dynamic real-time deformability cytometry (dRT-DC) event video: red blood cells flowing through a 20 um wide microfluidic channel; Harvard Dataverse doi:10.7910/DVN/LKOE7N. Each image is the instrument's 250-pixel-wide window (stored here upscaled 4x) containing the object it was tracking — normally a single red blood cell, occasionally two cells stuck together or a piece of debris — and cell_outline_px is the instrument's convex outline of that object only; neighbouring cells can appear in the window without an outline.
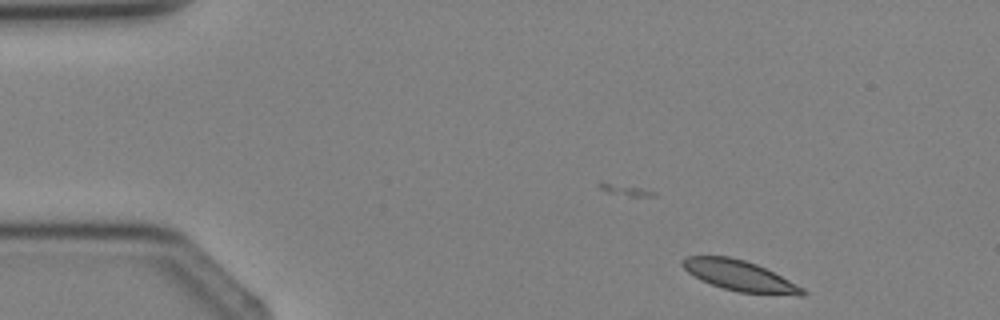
{"species": "Egyptian fruit bat (a non-hibernating species)", "species_latin": "Rousettus aegyptiacus", "temperature_condition": "cold", "stored_images_in_passage": 4, "camera_frame_rate_fps": 3000, "um_per_image_px": 0.085, "animal": {"sex": "female"}, "frame": {"image": 1, "passage_image": 2, "time_ms": 1.0, "image_size_px": [1000, 320], "cell_outline_px": [[808, 292], [804, 296], [800, 296], [740, 292], [724, 288], [700, 280], [688, 272], [680, 264], [680, 260], [688, 256], [728, 256], [744, 260], [756, 264], [804, 288]], "centroid_in_image_um": [62.86, 23.44], "position_along_channel_um": 22.1, "area_um2": 21.15}}
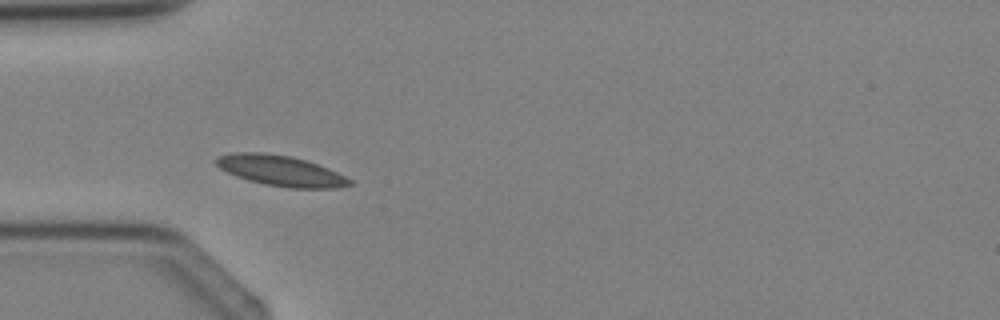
{"frame": {"image": 2, "passage_image": 4, "time_ms": 3.333, "image_size_px": [1000, 320], "cell_outline_px": [[352, 184], [336, 188], [288, 188], [264, 184], [248, 180], [236, 176], [220, 168], [216, 164], [216, 156], [232, 152], [264, 152], [292, 156], [328, 168], [352, 180]], "centroid_in_image_um": [23.83, 14.5], "position_along_channel_um": 61.2, "area_um2": 23.7}}